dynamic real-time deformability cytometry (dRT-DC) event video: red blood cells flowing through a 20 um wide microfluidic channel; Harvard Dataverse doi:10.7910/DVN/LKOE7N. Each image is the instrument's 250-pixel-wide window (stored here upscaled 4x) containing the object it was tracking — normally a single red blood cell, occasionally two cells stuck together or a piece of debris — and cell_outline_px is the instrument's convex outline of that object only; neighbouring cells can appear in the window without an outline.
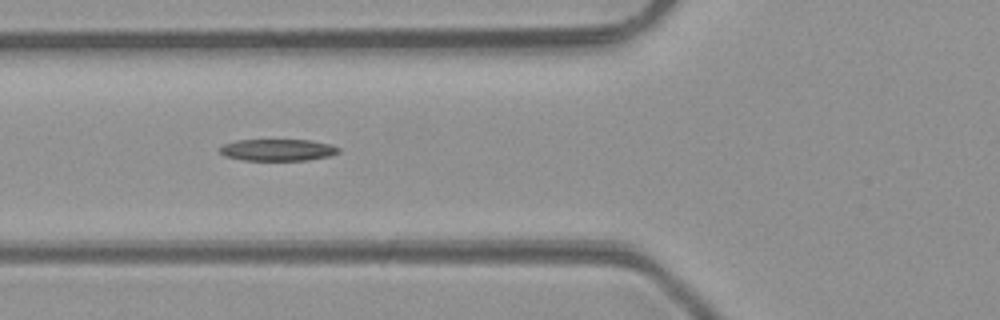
{"species": "common noctule bat (a hibernating species)", "species_latin": "Nyctalus noctula", "temperature_condition": "room temperature", "stored_images_in_passage": 6, "camera_frame_rate_fps": 3000, "um_per_image_px": 0.085, "animal": {"sex": "male", "body_mass_g": 23.1, "forearm_length_mm": 52.7}, "frame": {"image": 1, "passage_image": 5, "time_ms": 5.333, "image_size_px": [1000, 320], "cell_outline_px": [[340, 152], [328, 156], [308, 160], [244, 160], [224, 156], [220, 152], [220, 148], [224, 144], [236, 140], [312, 140], [332, 144], [340, 148]], "centroid_in_image_um": [23.63, 12.74], "position_along_channel_um": 102.2, "area_um2": 15.09}}
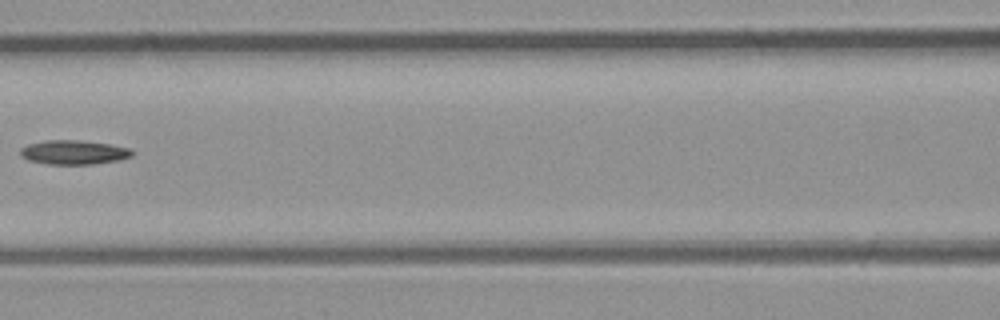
{"frame": {"image": 2, "passage_image": 6, "time_ms": 6.667, "image_size_px": [1000, 320], "cell_outline_px": [[136, 152], [132, 156], [120, 160], [92, 164], [48, 164], [28, 160], [20, 156], [20, 148], [28, 144], [48, 140], [76, 140], [108, 144], [132, 148]], "centroid_in_image_um": [6.3, 12.95], "position_along_channel_um": 160.3, "area_um2": 15.84}}